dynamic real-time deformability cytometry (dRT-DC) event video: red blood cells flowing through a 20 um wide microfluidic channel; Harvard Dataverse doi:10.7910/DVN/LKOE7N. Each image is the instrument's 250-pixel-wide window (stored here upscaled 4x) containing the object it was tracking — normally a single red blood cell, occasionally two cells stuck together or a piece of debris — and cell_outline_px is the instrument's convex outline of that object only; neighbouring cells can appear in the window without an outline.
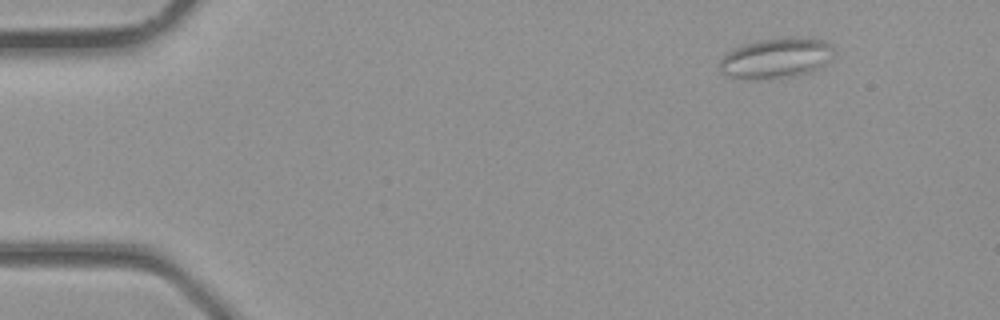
{"species": "common noctule bat (a hibernating species)", "species_latin": "Nyctalus noctula", "temperature_condition": "room temperature", "stored_images_in_passage": 3, "camera_frame_rate_fps": 3000, "um_per_image_px": 0.085, "animal": {"sex": "male", "body_mass_g": 23.1, "forearm_length_mm": 52.7}, "frame": {"image": 1, "passage_image": 3, "time_ms": 0.667, "image_size_px": [1000, 320], "cell_outline_px": [[836, 52], [828, 64], [812, 72], [792, 76], [752, 80], [724, 76], [720, 72], [720, 60], [724, 52], [740, 44], [756, 40], [776, 36], [792, 36], [824, 40], [832, 44]], "centroid_in_image_um": [65.97, 4.91], "position_along_channel_um": 19.0, "area_um2": 28.09}}